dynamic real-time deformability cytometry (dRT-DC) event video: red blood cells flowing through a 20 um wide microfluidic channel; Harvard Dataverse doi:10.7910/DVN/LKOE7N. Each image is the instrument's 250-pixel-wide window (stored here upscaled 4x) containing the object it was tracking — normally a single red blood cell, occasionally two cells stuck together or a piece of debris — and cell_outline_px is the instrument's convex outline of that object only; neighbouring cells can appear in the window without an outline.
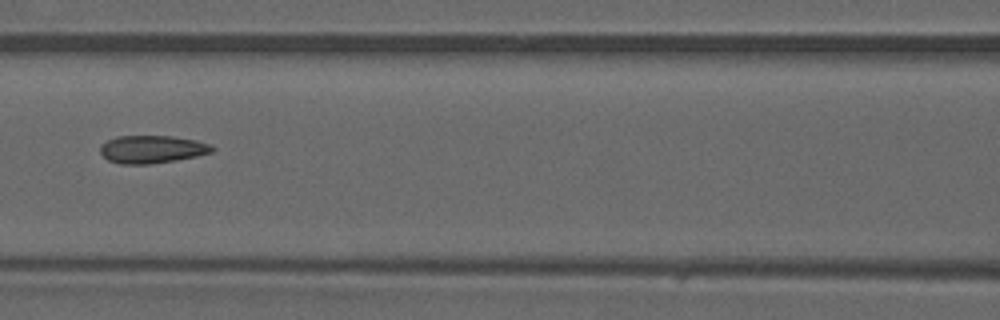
{"species": "common noctule bat (a hibernating species)", "species_latin": "Nyctalus noctula", "temperature_condition": "warm", "stored_images_in_passage": 8, "camera_frame_rate_fps": 3000, "um_per_image_px": 0.085, "animal": {"sex": "male", "forearm_length_mm": 52.5}, "frame": {"image": 1, "passage_image": 7, "time_ms": 2.0, "image_size_px": [1000, 320], "cell_outline_px": [[216, 148], [212, 152], [196, 156], [176, 160], [148, 164], [120, 164], [108, 160], [100, 152], [100, 144], [116, 136], [172, 136], [196, 140], [212, 144]], "centroid_in_image_um": [12.93, 12.68], "position_along_channel_um": 153.7, "area_um2": 18.21}}
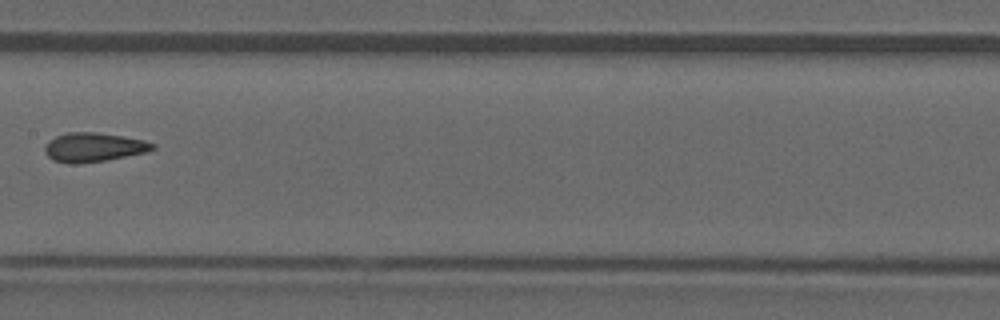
{"frame": {"image": 2, "passage_image": 8, "time_ms": 2.333, "image_size_px": [1000, 320], "cell_outline_px": [[156, 148], [148, 152], [104, 160], [80, 164], [72, 164], [52, 160], [44, 152], [44, 148], [48, 140], [56, 136], [68, 132], [96, 132], [144, 140], [156, 144]], "centroid_in_image_um": [7.94, 12.52], "position_along_channel_um": 199.5, "area_um2": 18.32}}